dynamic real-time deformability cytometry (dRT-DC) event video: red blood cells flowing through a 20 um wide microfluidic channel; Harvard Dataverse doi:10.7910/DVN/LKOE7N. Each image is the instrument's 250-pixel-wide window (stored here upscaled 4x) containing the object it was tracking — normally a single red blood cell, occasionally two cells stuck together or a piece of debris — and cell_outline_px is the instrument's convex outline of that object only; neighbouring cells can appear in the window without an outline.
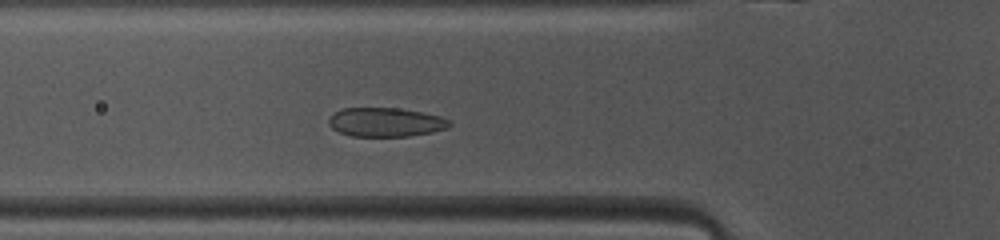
{"species": "common noctule bat (a hibernating species)", "species_latin": "Nyctalus noctula", "temperature_condition": "warm", "stored_images_in_passage": 37, "camera_frame_rate_fps": 3000, "um_per_image_px": 0.085, "animal": {"sex": "female", "body_mass_g": 10.0, "forearm_length_mm": 53.1}, "frame": {"image": 1, "passage_image": 5, "time_ms": 1.333, "image_size_px": [1000, 240], "cell_outline_px": [[452, 124], [448, 128], [432, 132], [408, 136], [352, 136], [340, 132], [332, 128], [328, 124], [328, 120], [340, 108], [396, 108], [420, 112], [440, 116], [452, 120]], "centroid_in_image_um": [32.81, 10.39], "position_along_channel_um": 93.0, "area_um2": 20.35}}
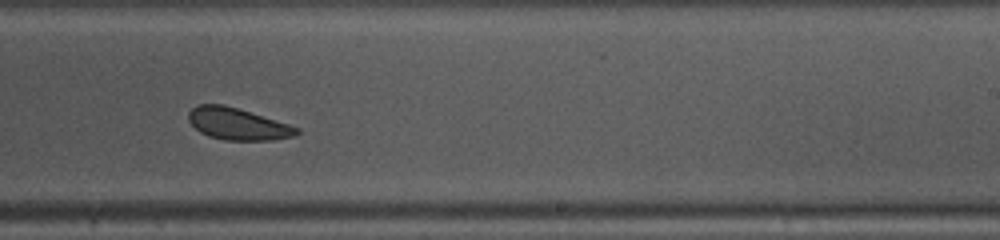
{"frame": {"image": 2, "passage_image": 18, "time_ms": 5.667, "image_size_px": [1000, 240], "cell_outline_px": [[300, 132], [292, 136], [272, 140], [224, 140], [208, 136], [200, 132], [188, 120], [188, 112], [196, 104], [224, 104], [288, 124], [300, 128]], "centroid_in_image_um": [20.16, 10.53], "position_along_channel_um": 268.8, "area_um2": 19.94}}
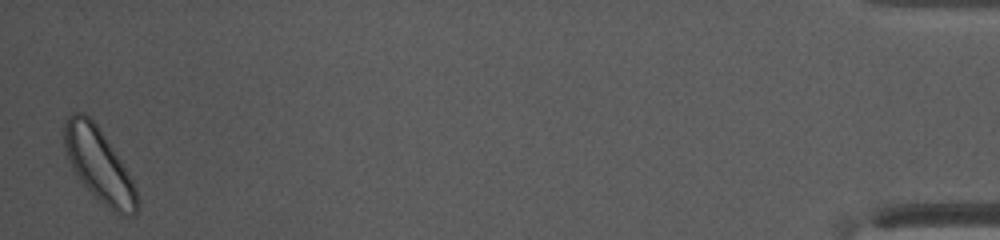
{"frame": {"image": 3, "passage_image": 37, "time_ms": 12.0, "image_size_px": [1000, 240], "cell_outline_px": [[136, 216], [120, 216], [112, 212], [76, 176], [64, 152], [64, 124], [68, 116], [72, 112], [84, 112], [96, 124], [120, 160], [132, 180], [136, 188]], "centroid_in_image_um": [8.37, 14.02], "position_along_channel_um": 426.8, "area_um2": 30.63}, "authors_computed_cell_mechanics": {"area_um2": 21.097, "velocity_mm_per_s": 4.0586, "shape_relaxation_time_tau1_ms": null, "shape_relaxation_time_tau2_ms": 5.5151, "deformation_change_tau1": null, "deformation_change_tau2": 0.0734}}